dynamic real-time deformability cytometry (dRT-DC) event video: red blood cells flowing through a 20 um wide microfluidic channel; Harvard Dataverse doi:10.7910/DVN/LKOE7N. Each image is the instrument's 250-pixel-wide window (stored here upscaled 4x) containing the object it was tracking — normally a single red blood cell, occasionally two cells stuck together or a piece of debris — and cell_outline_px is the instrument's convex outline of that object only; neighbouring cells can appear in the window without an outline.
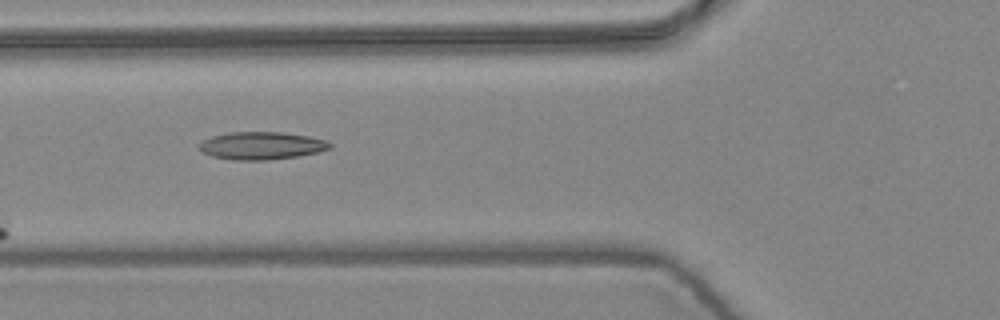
{"species": "common noctule bat (a hibernating species)", "species_latin": "Nyctalus noctula", "temperature_condition": "warm", "stored_images_in_passage": 9, "camera_frame_rate_fps": 3000, "um_per_image_px": 0.085, "animal": {"sex": "female", "body_mass_g": 24.6, "forearm_length_mm": 56.2}, "frame": {"image": 1, "passage_image": 6, "time_ms": 1.667, "image_size_px": [1000, 320], "cell_outline_px": [[332, 148], [316, 152], [296, 156], [264, 160], [232, 160], [212, 156], [204, 152], [200, 148], [200, 144], [204, 140], [212, 136], [228, 132], [284, 132], [308, 136], [328, 140], [332, 144]], "centroid_in_image_um": [22.26, 12.37], "position_along_channel_um": 103.5, "area_um2": 20.92}}